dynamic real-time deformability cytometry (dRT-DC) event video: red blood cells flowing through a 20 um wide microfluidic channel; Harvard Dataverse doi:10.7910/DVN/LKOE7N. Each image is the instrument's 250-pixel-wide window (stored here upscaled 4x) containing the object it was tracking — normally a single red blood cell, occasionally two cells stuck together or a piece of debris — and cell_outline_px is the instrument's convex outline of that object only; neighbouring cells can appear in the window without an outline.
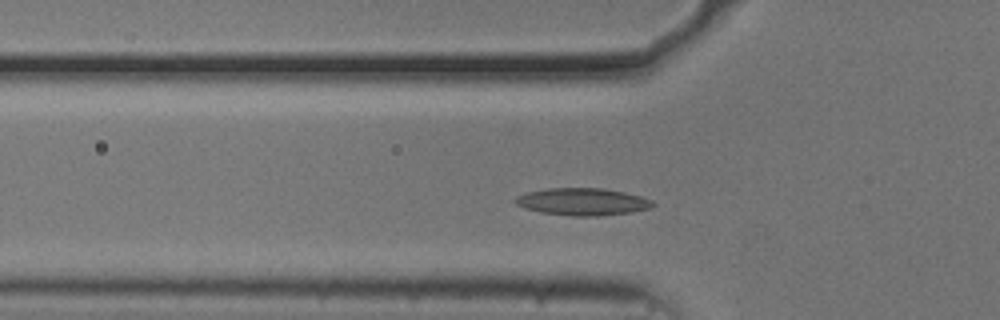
{"species": "common noctule bat (a hibernating species)", "species_latin": "Nyctalus noctula", "temperature_condition": "cold", "stored_images_in_passage": 45, "camera_frame_rate_fps": 3000, "um_per_image_px": 0.085, "animal": {"sex": "male", "body_mass_g": 20.5, "forearm_length_mm": 52.5}, "frame": {"image": 1, "passage_image": 11, "time_ms": 3.333, "image_size_px": [1000, 320], "cell_outline_px": [[656, 204], [648, 208], [632, 212], [600, 216], [572, 216], [540, 212], [524, 208], [516, 204], [512, 200], [516, 196], [528, 192], [548, 188], [604, 188], [624, 192], [640, 196], [652, 200]], "centroid_in_image_um": [49.49, 17.15], "position_along_channel_um": 76.3, "area_um2": 21.91}}
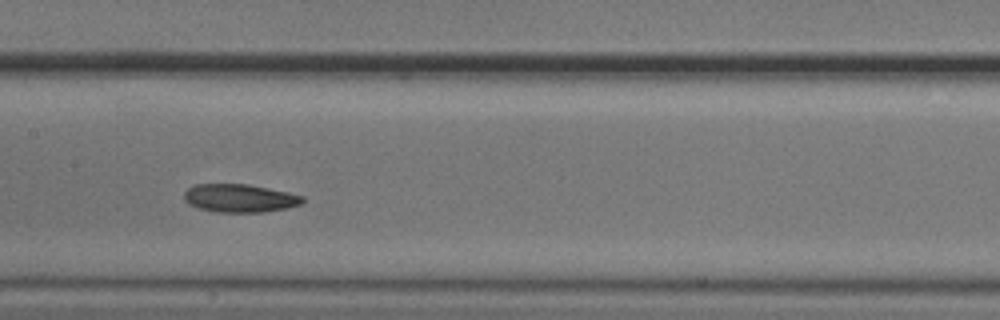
{"frame": {"image": 2, "passage_image": 20, "time_ms": 6.333, "image_size_px": [1000, 320], "cell_outline_px": [[304, 204], [288, 208], [264, 212], [220, 212], [200, 208], [188, 204], [184, 200], [184, 192], [188, 188], [196, 184], [248, 184], [288, 192], [304, 196]], "centroid_in_image_um": [20.41, 16.84], "position_along_channel_um": 187.0, "area_um2": 19.54}}
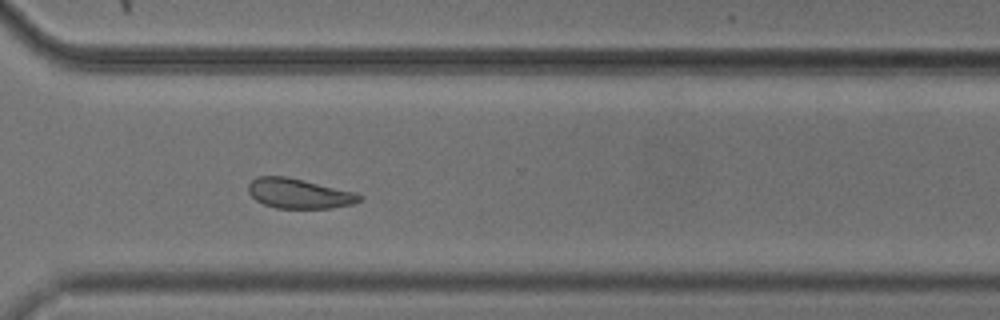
{"frame": {"image": 3, "passage_image": 33, "time_ms": 10.667, "image_size_px": [1000, 320], "cell_outline_px": [[364, 196], [360, 200], [352, 204], [332, 208], [276, 208], [264, 204], [256, 200], [248, 192], [248, 184], [256, 176], [284, 176], [356, 192]], "centroid_in_image_um": [25.41, 16.45], "position_along_channel_um": 345.2, "area_um2": 19.25}, "authors_computed_cell_mechanics": {"area_um2": 19.4208, "velocity_mm_per_s": 3.6578, "shape_relaxation_time_tau1_ms": 3.3817, "shape_relaxation_time_tau2_ms": 6.2544, "deformation_change_tau1": 0.1004, "deformation_change_tau2": 0.1328}}